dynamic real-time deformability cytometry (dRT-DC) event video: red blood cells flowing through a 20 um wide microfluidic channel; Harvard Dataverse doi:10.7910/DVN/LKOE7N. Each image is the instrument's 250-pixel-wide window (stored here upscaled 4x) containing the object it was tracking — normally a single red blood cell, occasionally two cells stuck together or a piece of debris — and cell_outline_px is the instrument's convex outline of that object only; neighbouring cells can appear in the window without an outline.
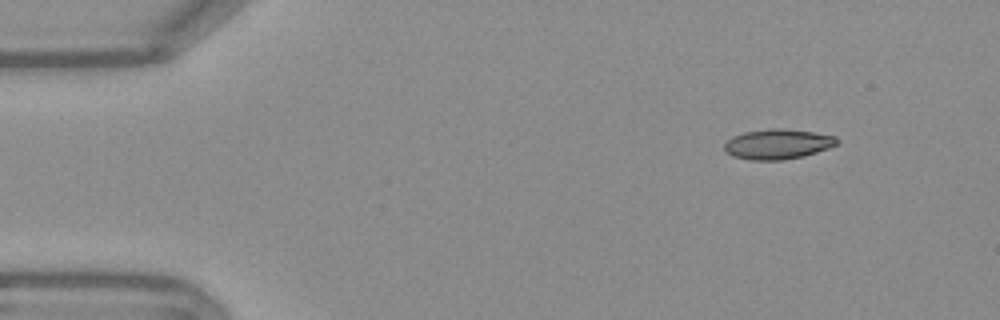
{"species": "Egyptian fruit bat (a non-hibernating species)", "species_latin": "Rousettus aegyptiacus", "temperature_condition": "warm", "stored_images_in_passage": 48, "camera_frame_rate_fps": 3000, "um_per_image_px": 0.085, "frame": {"image": 1, "passage_image": 1, "time_ms": 0.0, "image_size_px": [1000, 320], "cell_outline_px": [[840, 140], [836, 144], [828, 148], [804, 156], [784, 160], [752, 160], [732, 156], [724, 152], [724, 144], [732, 136], [744, 132], [768, 128], [784, 128], [812, 132], [836, 136]], "centroid_in_image_um": [66.08, 12.24], "position_along_channel_um": 18.9, "area_um2": 19.88}}
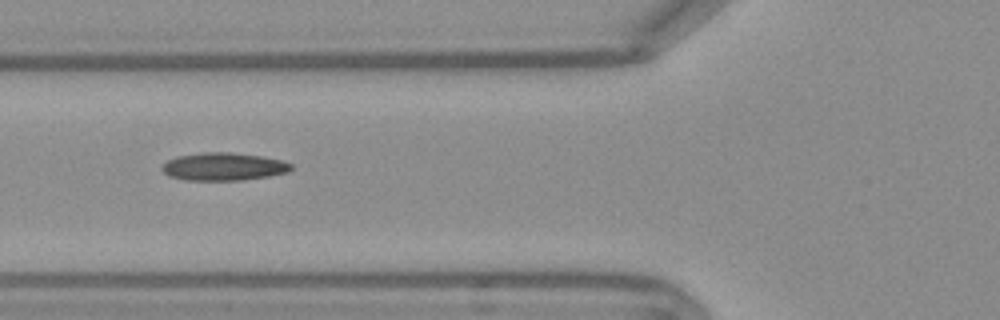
{"frame": {"image": 2, "passage_image": 15, "time_ms": 4.667, "image_size_px": [1000, 320], "cell_outline_px": [[292, 168], [288, 172], [268, 176], [244, 180], [188, 180], [168, 176], [160, 168], [160, 164], [176, 156], [200, 152], [232, 152], [260, 156], [284, 160], [292, 164]], "centroid_in_image_um": [18.98, 14.15], "position_along_channel_um": 106.8, "area_um2": 21.15}}
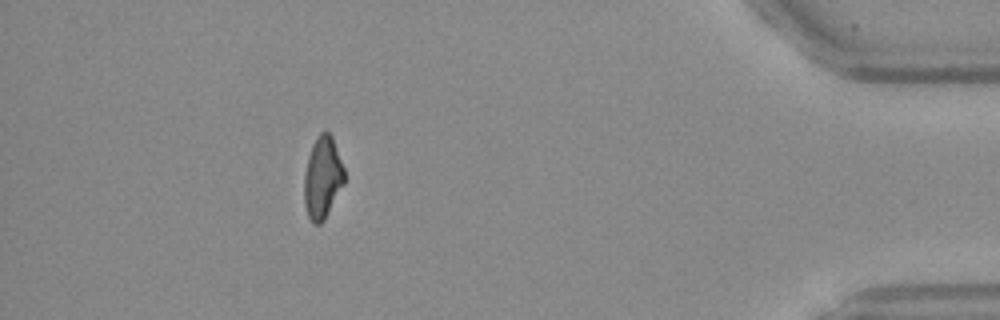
{"frame": {"image": 3, "passage_image": 43, "time_ms": 14.0, "image_size_px": [1000, 320], "cell_outline_px": [[344, 184], [324, 220], [320, 224], [312, 224], [308, 216], [304, 204], [304, 172], [308, 156], [312, 144], [316, 136], [320, 132], [328, 132], [332, 136], [344, 168]], "centroid_in_image_um": [27.4, 15.1], "position_along_channel_um": 407.8, "area_um2": 19.31}, "authors_computed_cell_mechanics": {"area_um2": 19.7676, "velocity_mm_per_s": 3.8071, "shape_relaxation_time_tau1_ms": null, "shape_relaxation_time_tau2_ms": 4.3981, "deformation_change_tau1": null, "deformation_change_tau2": 0.1196}}